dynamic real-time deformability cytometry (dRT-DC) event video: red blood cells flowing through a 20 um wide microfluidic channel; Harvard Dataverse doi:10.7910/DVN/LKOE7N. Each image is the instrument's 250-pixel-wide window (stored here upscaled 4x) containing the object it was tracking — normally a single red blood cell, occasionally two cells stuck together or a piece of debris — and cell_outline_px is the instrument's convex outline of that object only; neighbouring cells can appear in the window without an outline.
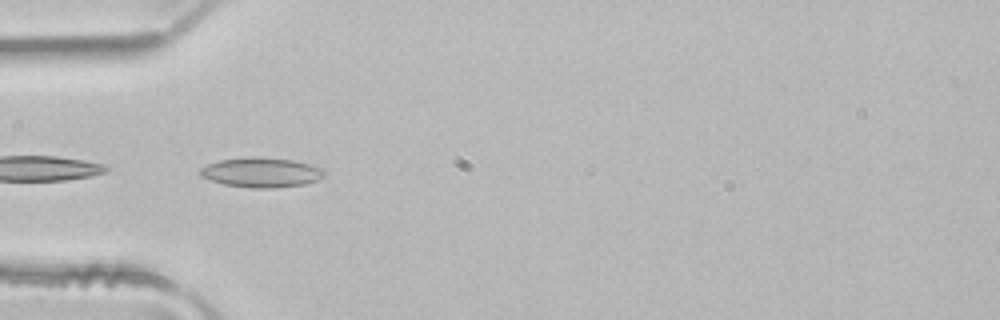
{"species": "common noctule bat (a hibernating species)", "species_latin": "Nyctalus noctula", "temperature_condition": "room temperature", "stored_images_in_passage": 4, "camera_frame_rate_fps": 3000, "um_per_image_px": 0.085, "animal": {"sex": "male", "body_mass_g": 21.5, "forearm_length_mm": 52.0}, "frame": {"image": 1, "passage_image": 3, "time_ms": 0.667, "image_size_px": [1000, 320], "cell_outline_px": [[324, 176], [316, 180], [304, 184], [272, 188], [252, 188], [224, 184], [200, 176], [200, 168], [208, 164], [220, 160], [252, 156], [256, 156], [292, 160], [312, 164], [324, 168]], "centroid_in_image_um": [22.23, 14.64], "position_along_channel_um": 62.8, "area_um2": 21.5}}
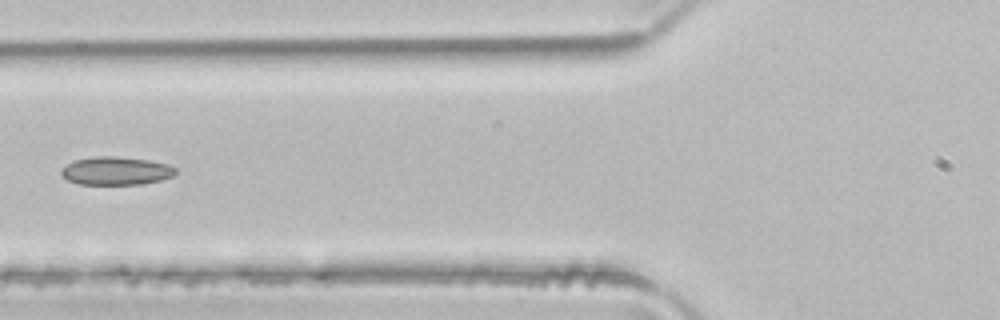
{"frame": {"image": 2, "passage_image": 4, "time_ms": 1.0, "image_size_px": [1000, 320], "cell_outline_px": [[176, 172], [172, 176], [160, 180], [144, 184], [80, 184], [68, 180], [60, 172], [60, 168], [76, 160], [96, 156], [116, 156], [148, 160], [168, 164], [176, 168]], "centroid_in_image_um": [9.87, 14.52], "position_along_channel_um": 115.9, "area_um2": 18.67}}